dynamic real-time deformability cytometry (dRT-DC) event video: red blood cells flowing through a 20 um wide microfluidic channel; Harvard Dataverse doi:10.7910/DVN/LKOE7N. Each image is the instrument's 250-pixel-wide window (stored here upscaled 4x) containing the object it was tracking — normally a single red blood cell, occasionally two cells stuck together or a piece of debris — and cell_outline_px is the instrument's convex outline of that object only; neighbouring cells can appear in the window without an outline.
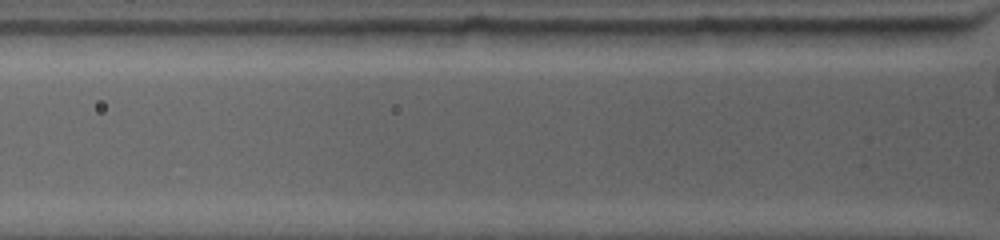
{"species": "common noctule bat (a hibernating species)", "species_latin": "Nyctalus noctula", "temperature_condition": "warm", "stored_images_in_passage": 2, "camera_frame_rate_fps": 4500, "um_per_image_px": 0.085, "animal": {"sex": "female", "body_mass_g": 19.0, "forearm_length_mm": 53.3}, "frame": {"image": 1, "passage_image": 2, "time_ms": 0.222, "image_size_px": [1000, 240], "cell_outline_px": [[956, 28], [948, 40], [940, 44], [876, 48], [832, 44], [820, 28]], "centroid_in_image_um": [75.44, 3.12], "position_along_channel_um": 50.4, "area_um2": 15.9}}